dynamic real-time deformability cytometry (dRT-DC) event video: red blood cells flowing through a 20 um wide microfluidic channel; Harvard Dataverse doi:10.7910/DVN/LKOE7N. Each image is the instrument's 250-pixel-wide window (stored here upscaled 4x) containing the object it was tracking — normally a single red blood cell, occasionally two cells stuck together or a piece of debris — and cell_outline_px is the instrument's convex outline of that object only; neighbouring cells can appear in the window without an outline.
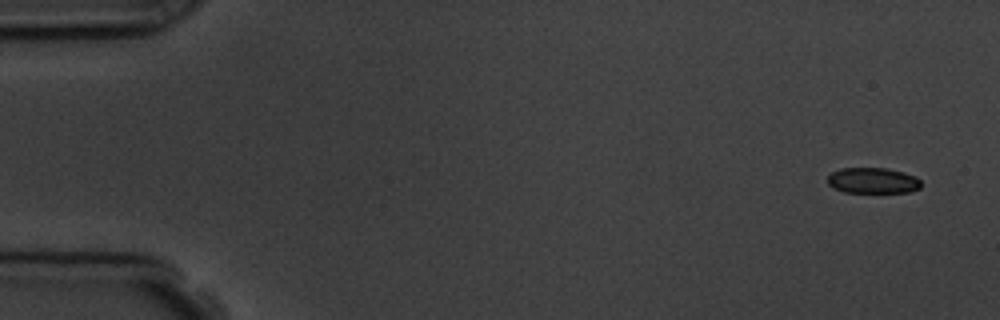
{"species": "common noctule bat (a hibernating species)", "species_latin": "Nyctalus noctula", "temperature_condition": "room temperature", "stored_images_in_passage": 5, "camera_frame_rate_fps": 3000, "um_per_image_px": 0.085, "animal": {"sex": "male", "body_mass_g": 19.5, "forearm_length_mm": 54.6}, "frame": {"image": 1, "passage_image": 1, "time_ms": 0.0, "image_size_px": [1000, 320], "cell_outline_px": [[920, 188], [912, 192], [844, 192], [832, 188], [828, 184], [828, 176], [832, 172], [840, 168], [888, 168], [904, 172], [916, 176], [920, 180]], "centroid_in_image_um": [74.19, 15.34], "position_along_channel_um": 10.8, "area_um2": 14.16}}